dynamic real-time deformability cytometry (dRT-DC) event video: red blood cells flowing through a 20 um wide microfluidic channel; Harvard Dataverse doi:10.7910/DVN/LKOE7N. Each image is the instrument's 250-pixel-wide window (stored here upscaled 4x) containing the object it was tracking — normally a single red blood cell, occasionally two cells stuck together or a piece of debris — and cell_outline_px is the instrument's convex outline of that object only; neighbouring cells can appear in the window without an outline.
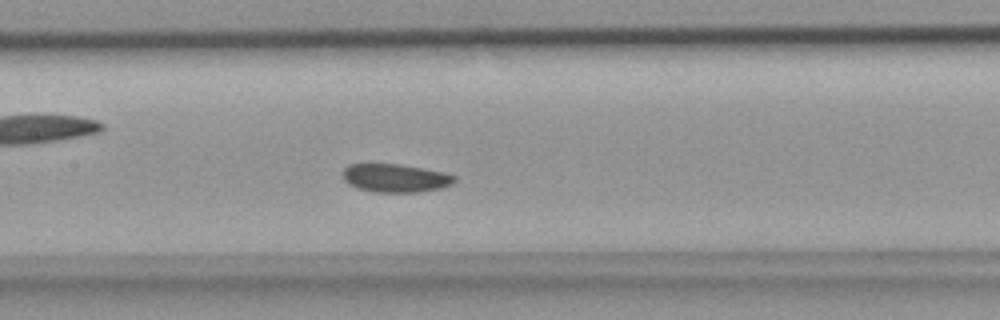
{"species": "common noctule bat (a hibernating species)", "species_latin": "Nyctalus noctula", "temperature_condition": "room temperature", "stored_images_in_passage": 35, "camera_frame_rate_fps": 3000, "um_per_image_px": 0.085, "animal": {"sex": "female", "body_mass_g": 18.4}, "frame": {"image": 1, "passage_image": 12, "time_ms": 3.667, "image_size_px": [1000, 320], "cell_outline_px": [[456, 180], [452, 184], [440, 188], [420, 192], [372, 192], [356, 188], [348, 184], [344, 180], [344, 168], [348, 164], [400, 164], [424, 168], [444, 172], [456, 176]], "centroid_in_image_um": [33.61, 15.14], "position_along_channel_um": 173.8, "area_um2": 18.55}}
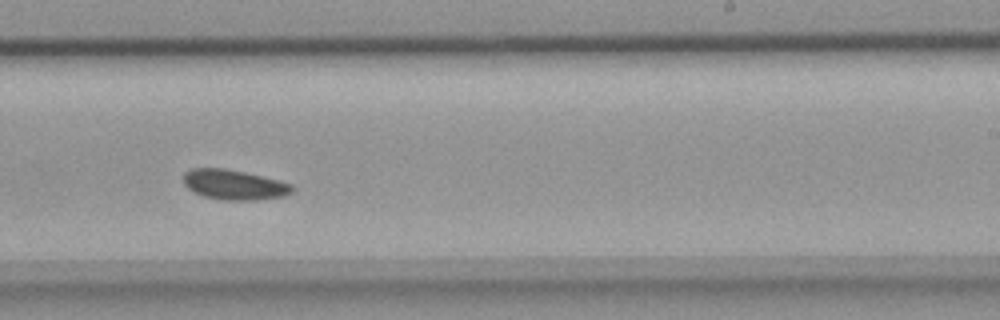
{"frame": {"image": 2, "passage_image": 18, "time_ms": 5.667, "image_size_px": [1000, 320], "cell_outline_px": [[296, 188], [292, 192], [284, 196], [256, 200], [224, 200], [204, 196], [192, 192], [184, 184], [184, 172], [192, 168], [224, 168], [244, 172], [292, 184]], "centroid_in_image_um": [19.89, 15.7], "position_along_channel_um": 269.1, "area_um2": 18.96}}
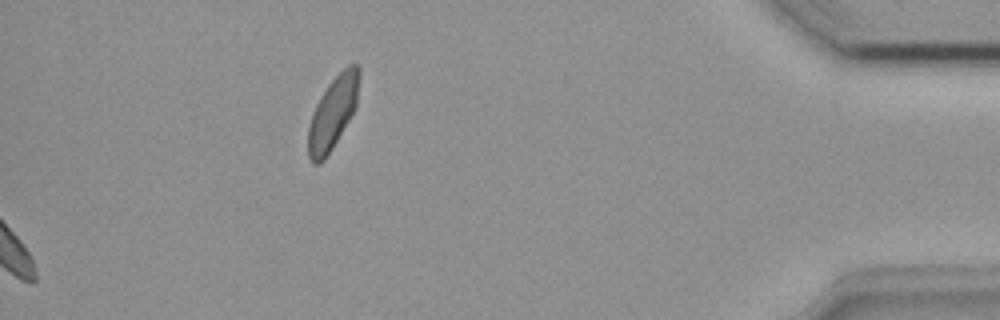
{"frame": {"image": 3, "passage_image": 35, "time_ms": 11.333, "image_size_px": [1000, 320], "cell_outline_px": [[360, 72], [356, 104], [348, 120], [332, 148], [324, 160], [320, 164], [312, 164], [308, 156], [308, 124], [312, 112], [320, 96], [328, 84], [348, 64], [356, 64], [360, 68]], "centroid_in_image_um": [28.26, 9.6], "position_along_channel_um": 406.9, "area_um2": 21.27}}